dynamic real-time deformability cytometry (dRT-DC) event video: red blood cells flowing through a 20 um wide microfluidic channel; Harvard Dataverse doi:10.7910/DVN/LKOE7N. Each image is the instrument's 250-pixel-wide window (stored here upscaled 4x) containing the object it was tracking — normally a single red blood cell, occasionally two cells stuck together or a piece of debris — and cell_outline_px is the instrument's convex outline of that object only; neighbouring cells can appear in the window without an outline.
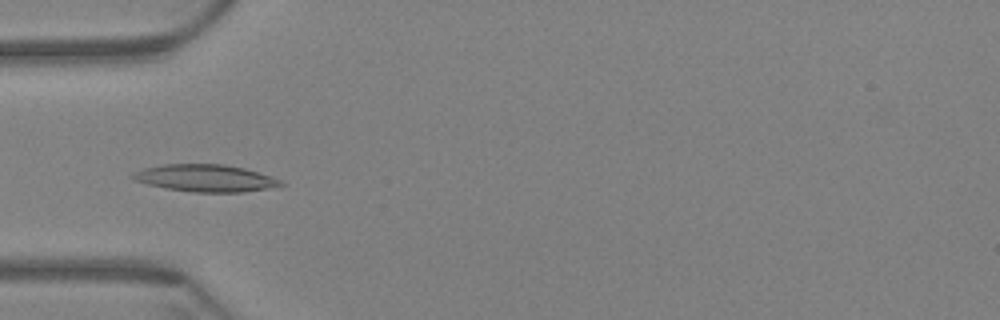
{"species": "Egyptian fruit bat (a non-hibernating species)", "species_latin": "Rousettus aegyptiacus", "temperature_condition": "warm", "stored_images_in_passage": 59, "camera_frame_rate_fps": 3000, "um_per_image_px": 0.085, "animal": {"sex": "female"}, "frame": {"image": 1, "passage_image": 18, "time_ms": 5.667, "image_size_px": [1000, 320], "cell_outline_px": [[288, 184], [244, 192], [192, 192], [164, 188], [132, 180], [128, 176], [132, 172], [144, 168], [164, 164], [224, 164], [244, 168], [280, 180]], "centroid_in_image_um": [17.38, 15.14], "position_along_channel_um": 67.6, "area_um2": 23.41}}
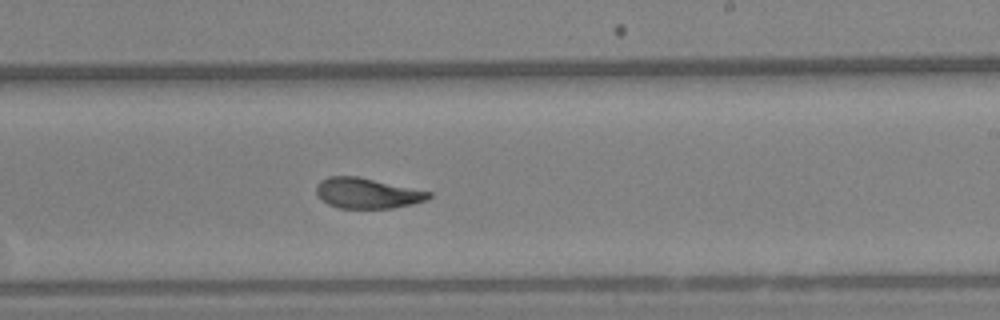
{"frame": {"image": 2, "passage_image": 35, "time_ms": 11.333, "image_size_px": [1000, 320], "cell_outline_px": [[432, 196], [428, 200], [412, 204], [392, 208], [340, 208], [328, 204], [316, 192], [316, 184], [320, 180], [328, 176], [356, 176], [432, 192]], "centroid_in_image_um": [31.22, 16.42], "position_along_channel_um": 257.8, "area_um2": 19.83}}
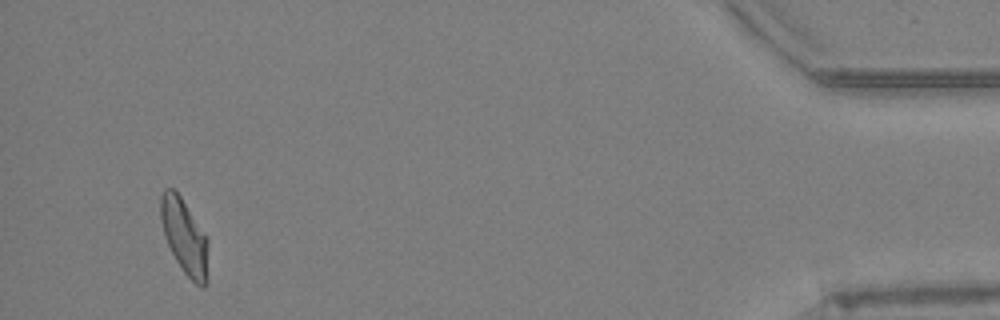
{"frame": {"image": 3, "passage_image": 56, "time_ms": 18.333, "image_size_px": [1000, 320], "cell_outline_px": [[208, 244], [204, 288], [200, 288], [184, 272], [176, 260], [164, 236], [160, 220], [160, 196], [164, 188], [172, 188], [180, 196], [208, 236]], "centroid_in_image_um": [15.66, 20.05], "position_along_channel_um": 419.5, "area_um2": 20.63}, "authors_computed_cell_mechanics": {"area_um2": 20.9814, "velocity_mm_per_s": 3.3777, "shape_relaxation_time_tau1_ms": 5.8254, "shape_relaxation_time_tau2_ms": 2.3622, "deformation_change_tau1": 0.1982, "deformation_change_tau2": 0.0943}}